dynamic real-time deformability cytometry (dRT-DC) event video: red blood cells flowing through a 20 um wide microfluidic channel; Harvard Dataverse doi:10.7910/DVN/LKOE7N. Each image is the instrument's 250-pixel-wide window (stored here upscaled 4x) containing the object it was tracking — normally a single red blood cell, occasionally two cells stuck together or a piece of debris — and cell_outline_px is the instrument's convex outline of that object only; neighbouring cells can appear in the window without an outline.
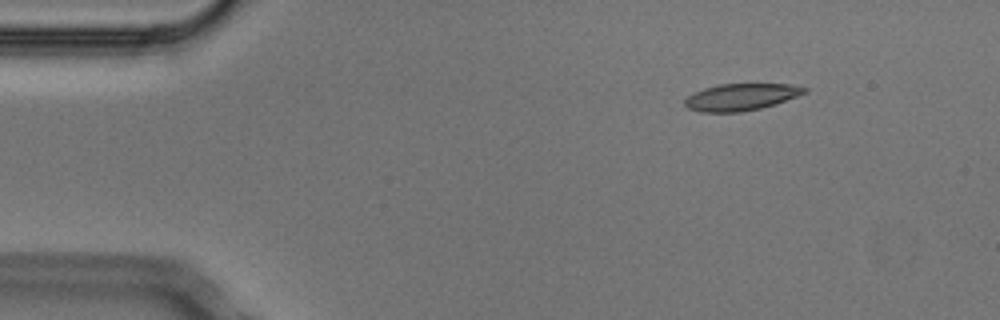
{"species": "Egyptian fruit bat (a non-hibernating species)", "species_latin": "Rousettus aegyptiacus", "temperature_condition": "cold", "stored_images_in_passage": 4, "segment_of_instrument_passage": [1, 2], "camera_frame_rate_fps": 3000, "um_per_image_px": 0.085, "animal": {"sex": "male"}, "frame": {"image": 1, "passage_image": 1, "time_ms": 0.0, "image_size_px": [1000, 320], "cell_outline_px": [[808, 92], [776, 104], [760, 108], [740, 112], [700, 112], [688, 108], [684, 104], [684, 100], [688, 96], [704, 88], [720, 84], [792, 84], [808, 88]], "centroid_in_image_um": [63.01, 8.24], "position_along_channel_um": 22.0, "area_um2": 18.73}}